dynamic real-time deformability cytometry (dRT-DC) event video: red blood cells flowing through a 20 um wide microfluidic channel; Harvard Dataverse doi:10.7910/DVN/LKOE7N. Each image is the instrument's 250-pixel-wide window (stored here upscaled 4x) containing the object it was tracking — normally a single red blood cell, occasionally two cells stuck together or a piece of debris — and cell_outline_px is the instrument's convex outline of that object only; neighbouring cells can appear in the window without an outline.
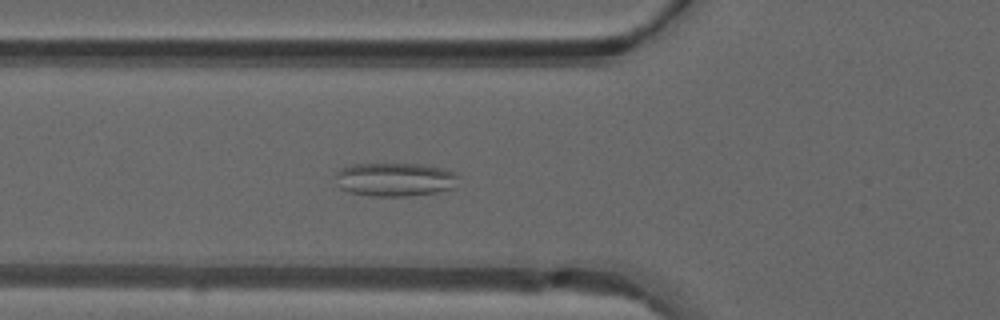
{"species": "common noctule bat (a hibernating species)", "species_latin": "Nyctalus noctula", "temperature_condition": "warm", "stored_images_in_passage": 50, "camera_frame_rate_fps": 3000, "um_per_image_px": 0.085, "animal": {"sex": "male", "forearm_length_mm": 52.5}, "frame": {"image": 1, "passage_image": 18, "time_ms": 5.667, "image_size_px": [1000, 320], "cell_outline_px": [[460, 176], [456, 188], [436, 192], [408, 196], [372, 196], [348, 192], [340, 188], [336, 184], [336, 172], [340, 168], [348, 164], [424, 164], [444, 168], [456, 172]], "centroid_in_image_um": [33.6, 15.25], "position_along_channel_um": 92.2, "area_um2": 24.62}}
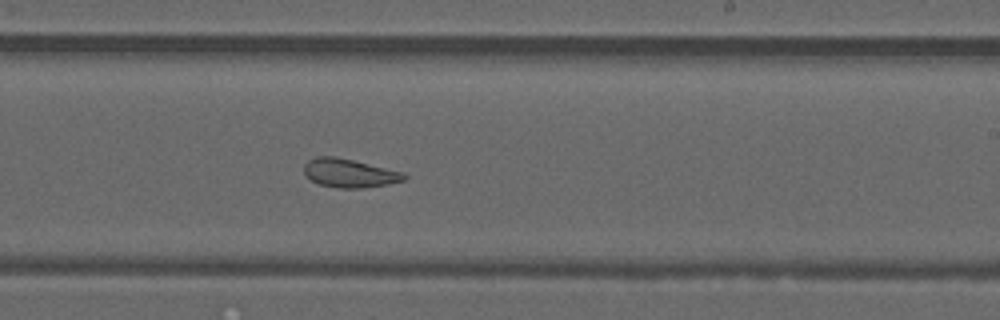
{"frame": {"image": 2, "passage_image": 30, "time_ms": 9.667, "image_size_px": [1000, 320], "cell_outline_px": [[408, 176], [404, 180], [388, 184], [360, 188], [336, 188], [320, 184], [304, 176], [304, 164], [308, 160], [316, 156], [336, 156], [404, 172]], "centroid_in_image_um": [29.68, 14.71], "position_along_channel_um": 259.3, "area_um2": 16.76}}
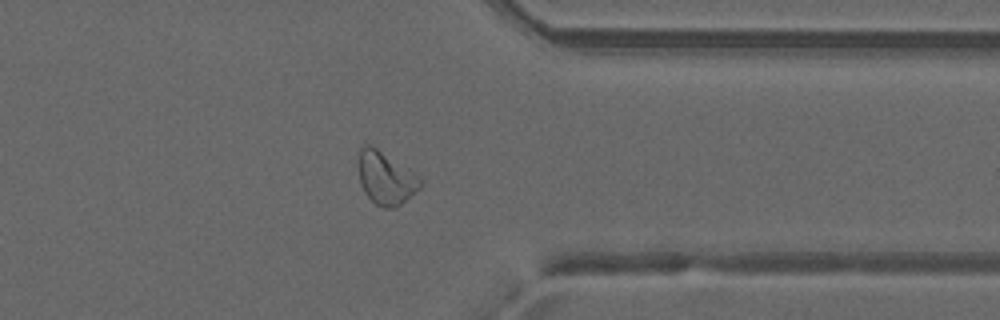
{"frame": {"image": 3, "passage_image": 39, "time_ms": 12.667, "image_size_px": [1000, 320], "cell_outline_px": [[420, 188], [396, 208], [384, 208], [376, 204], [364, 192], [360, 184], [356, 164], [360, 148], [364, 144], [368, 144], [376, 148], [408, 168], [420, 180]], "centroid_in_image_um": [32.71, 15.13], "position_along_channel_um": 378.7, "area_um2": 18.96}, "authors_computed_cell_mechanics": {"area_um2": 20.8947, "velocity_mm_per_s": 4.1711, "shape_relaxation_time_tau1_ms": null, "shape_relaxation_time_tau2_ms": 2.5553, "deformation_change_tau1": null, "deformation_change_tau2": 0.0993}}